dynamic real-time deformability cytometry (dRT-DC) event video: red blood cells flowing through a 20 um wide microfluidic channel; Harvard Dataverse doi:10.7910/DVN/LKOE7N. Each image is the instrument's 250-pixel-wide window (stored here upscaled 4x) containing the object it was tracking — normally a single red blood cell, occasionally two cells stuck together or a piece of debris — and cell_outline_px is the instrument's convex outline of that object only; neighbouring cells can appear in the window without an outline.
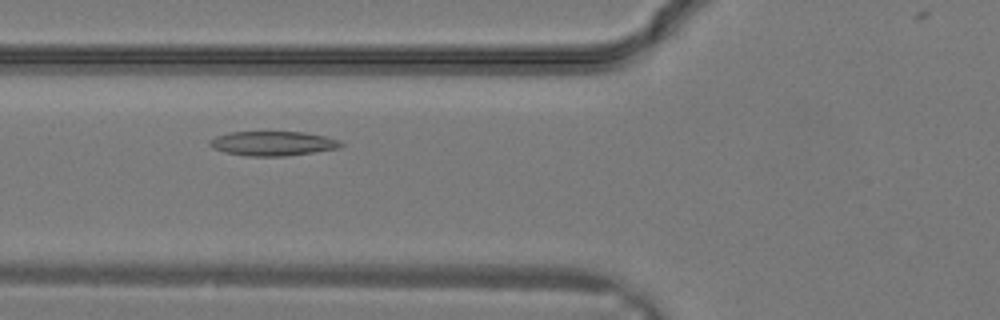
{"species": "common noctule bat (a hibernating species)", "species_latin": "Nyctalus noctula", "temperature_condition": "warm", "stored_images_in_passage": 30, "camera_frame_rate_fps": 3000, "um_per_image_px": 0.085, "animal": {"sex": "male", "body_mass_g": 19.2, "forearm_length_mm": 51.8}, "frame": {"image": 1, "passage_image": 11, "time_ms": 3.333, "image_size_px": [1000, 320], "cell_outline_px": [[344, 144], [340, 148], [288, 156], [244, 156], [224, 152], [212, 148], [208, 144], [208, 140], [216, 136], [228, 132], [304, 132], [324, 136], [340, 140]], "centroid_in_image_um": [23.17, 12.2], "position_along_channel_um": 102.6, "area_um2": 18.9}}
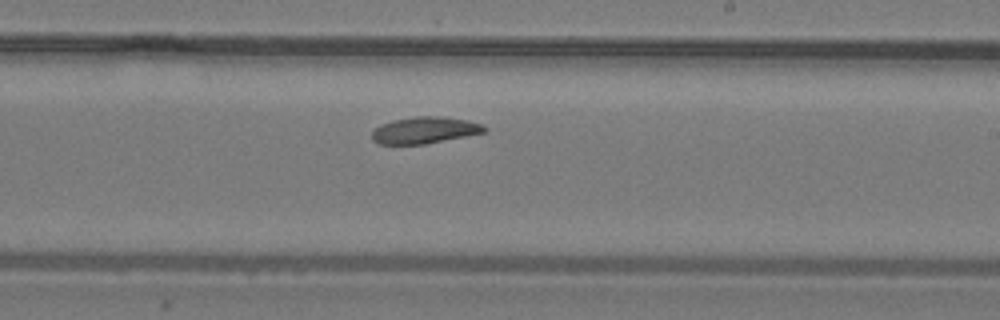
{"frame": {"image": 2, "passage_image": 18, "time_ms": 5.667, "image_size_px": [1000, 320], "cell_outline_px": [[488, 132], [424, 144], [380, 144], [372, 140], [372, 132], [380, 124], [392, 120], [416, 116], [444, 116], [468, 120], [480, 124], [488, 128]], "centroid_in_image_um": [36.12, 11.06], "position_along_channel_um": 252.9, "area_um2": 17.57}}
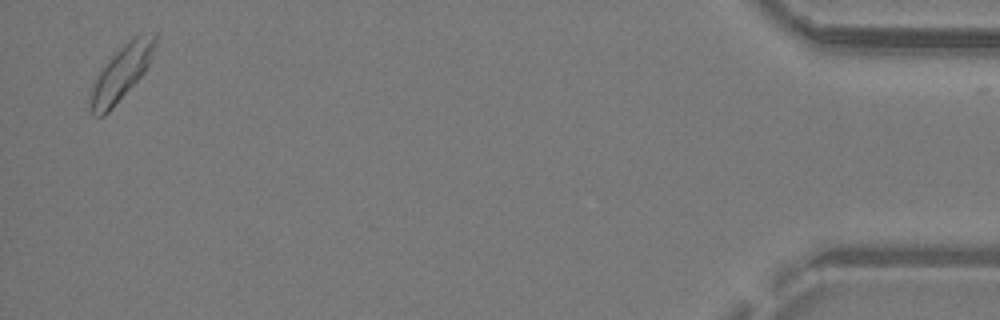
{"frame": {"image": 3, "passage_image": 30, "time_ms": 9.667, "image_size_px": [1000, 320], "cell_outline_px": [[156, 40], [152, 56], [144, 72], [112, 108], [104, 116], [96, 116], [92, 112], [92, 88], [100, 72], [108, 60], [132, 36], [140, 32], [156, 32]], "centroid_in_image_um": [10.38, 6.11], "position_along_channel_um": 424.8, "area_um2": 19.94}}